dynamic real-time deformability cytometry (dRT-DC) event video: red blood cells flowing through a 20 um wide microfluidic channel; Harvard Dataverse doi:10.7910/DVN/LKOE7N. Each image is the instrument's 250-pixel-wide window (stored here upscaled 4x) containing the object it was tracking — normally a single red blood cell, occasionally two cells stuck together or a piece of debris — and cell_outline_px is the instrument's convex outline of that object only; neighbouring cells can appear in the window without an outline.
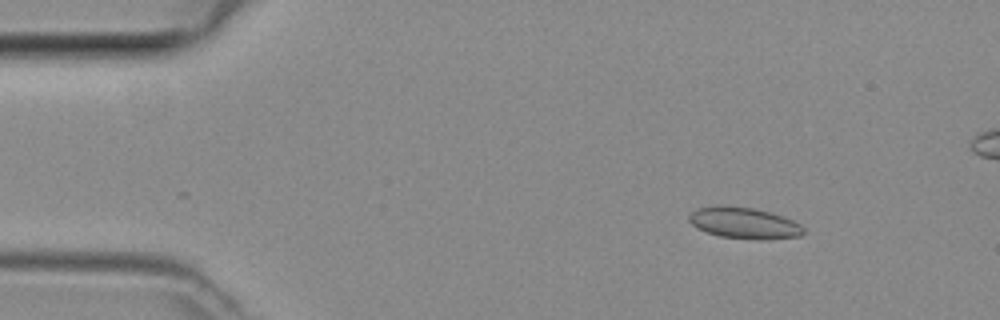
{"species": "common noctule bat (a hibernating species)", "species_latin": "Nyctalus noctula", "temperature_condition": "room temperature", "stored_images_in_passage": 49, "segment_of_instrument_passage": [1, 2], "camera_frame_rate_fps": 3000, "um_per_image_px": 0.085, "animal": {"sex": "female", "body_mass_g": 29.2, "forearm_length_mm": 56.3}, "frame": {"image": 1, "passage_image": 7, "time_ms": 2.0, "image_size_px": [1000, 320], "cell_outline_px": [[804, 232], [800, 236], [764, 240], [752, 240], [720, 236], [696, 228], [688, 220], [688, 216], [696, 208], [716, 204], [724, 204], [752, 208], [772, 212], [784, 216], [800, 224], [804, 228]], "centroid_in_image_um": [63.23, 18.94], "position_along_channel_um": 21.8, "area_um2": 21.33}}
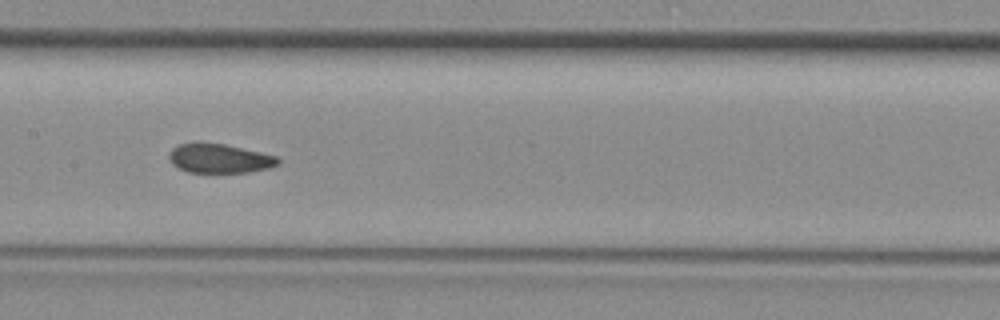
{"frame": {"image": 2, "passage_image": 24, "time_ms": 7.667, "image_size_px": [1000, 320], "cell_outline_px": [[280, 164], [272, 168], [248, 172], [188, 172], [172, 164], [168, 156], [172, 148], [180, 144], [224, 144], [260, 152], [276, 156], [280, 160]], "centroid_in_image_um": [18.71, 13.49], "position_along_channel_um": 188.7, "area_um2": 18.21}}
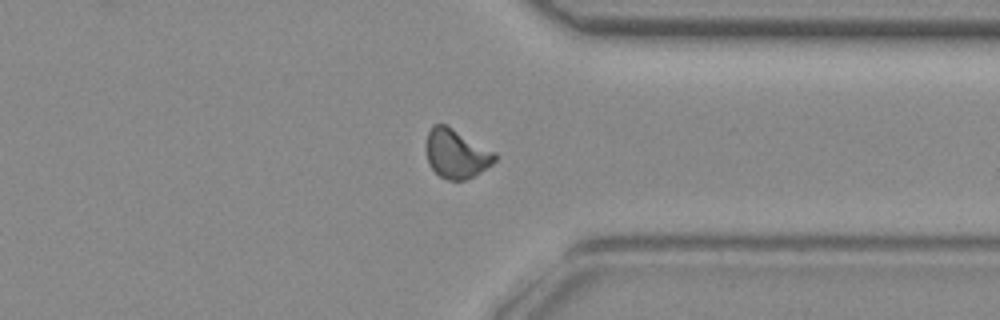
{"frame": {"image": 3, "passage_image": 37, "time_ms": 12.0, "image_size_px": [1000, 320], "cell_outline_px": [[496, 160], [492, 164], [480, 172], [464, 180], [448, 180], [440, 176], [428, 164], [428, 132], [432, 124], [444, 124], [452, 128], [496, 152]], "centroid_in_image_um": [38.81, 13.07], "position_along_channel_um": 372.6, "area_um2": 19.19}}